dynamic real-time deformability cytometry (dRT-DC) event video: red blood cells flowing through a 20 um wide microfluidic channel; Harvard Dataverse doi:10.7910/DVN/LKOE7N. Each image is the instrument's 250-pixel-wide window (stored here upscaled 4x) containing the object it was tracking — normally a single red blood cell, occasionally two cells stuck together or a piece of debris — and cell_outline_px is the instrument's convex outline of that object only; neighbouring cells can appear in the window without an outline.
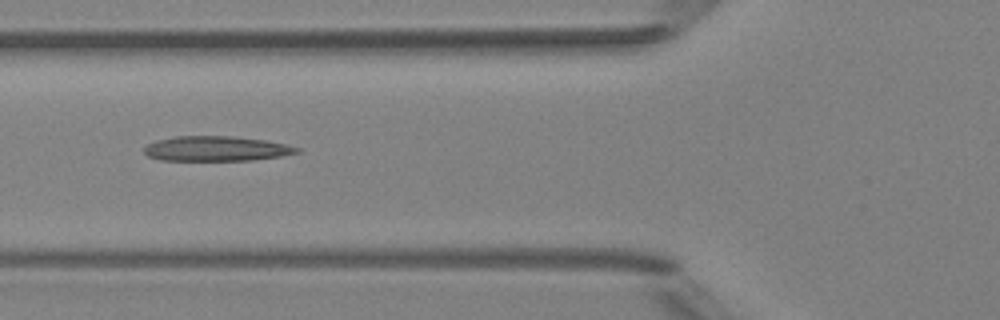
{"species": "Egyptian fruit bat (a non-hibernating species)", "species_latin": "Rousettus aegyptiacus", "temperature_condition": "room temperature", "stored_images_in_passage": 6, "camera_frame_rate_fps": 3000, "um_per_image_px": 0.085, "animal": {"sex": "female"}, "frame": {"image": 1, "passage_image": 6, "time_ms": 5.667, "image_size_px": [1000, 320], "cell_outline_px": [[300, 152], [280, 156], [252, 160], [160, 160], [148, 156], [144, 152], [144, 148], [148, 144], [156, 140], [176, 136], [236, 136], [264, 140], [284, 144], [300, 148]], "centroid_in_image_um": [18.36, 12.63], "position_along_channel_um": 107.4, "area_um2": 22.08}}